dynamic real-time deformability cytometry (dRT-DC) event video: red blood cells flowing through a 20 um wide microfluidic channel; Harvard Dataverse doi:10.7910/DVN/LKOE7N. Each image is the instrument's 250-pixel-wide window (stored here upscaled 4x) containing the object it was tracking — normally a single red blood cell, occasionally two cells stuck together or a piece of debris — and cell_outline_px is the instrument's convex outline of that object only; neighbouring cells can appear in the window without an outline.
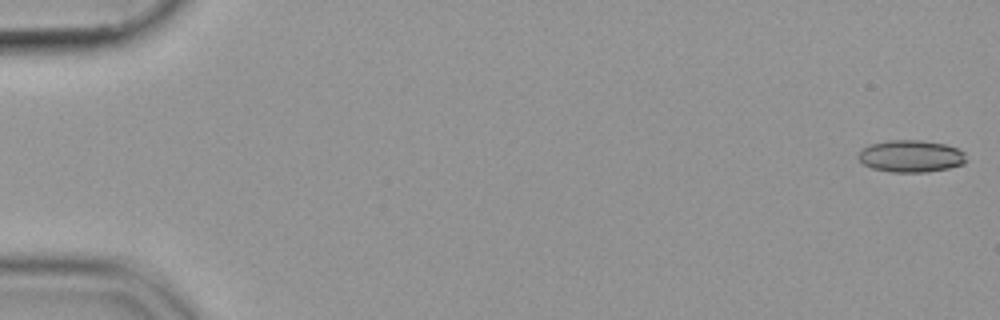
{"species": "common noctule bat (a hibernating species)", "species_latin": "Nyctalus noctula", "temperature_condition": "cold", "stored_images_in_passage": 54, "camera_frame_rate_fps": 3000, "um_per_image_px": 0.085, "animal": {"sex": "female", "body_mass_g": 19.9}, "frame": {"image": 1, "passage_image": 1, "time_ms": 0.0, "image_size_px": [1000, 320], "cell_outline_px": [[964, 164], [948, 168], [928, 172], [888, 172], [872, 168], [864, 164], [856, 156], [860, 148], [868, 144], [888, 140], [920, 140], [944, 144], [956, 148], [964, 152]], "centroid_in_image_um": [77.35, 13.27], "position_along_channel_um": 7.6, "area_um2": 20.29}}
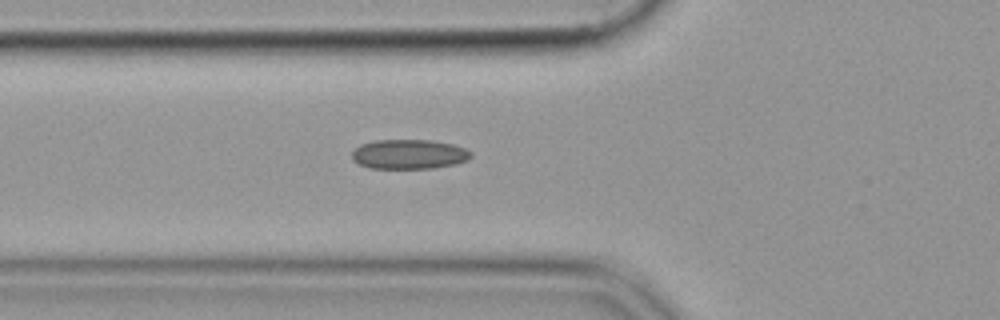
{"frame": {"image": 2, "passage_image": 20, "time_ms": 6.333, "image_size_px": [1000, 320], "cell_outline_px": [[472, 156], [468, 160], [456, 164], [432, 168], [372, 168], [360, 164], [352, 160], [352, 152], [360, 144], [372, 140], [432, 140], [452, 144], [464, 148], [472, 152]], "centroid_in_image_um": [34.77, 13.1], "position_along_channel_um": 91.0, "area_um2": 20.58}}
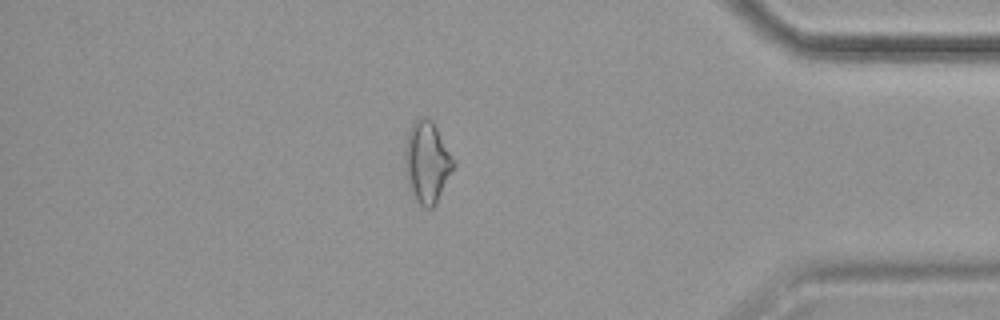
{"frame": {"image": 3, "passage_image": 47, "time_ms": 15.333, "image_size_px": [1000, 320], "cell_outline_px": [[456, 164], [432, 208], [424, 208], [416, 200], [412, 192], [404, 168], [404, 152], [408, 132], [412, 124], [420, 116], [428, 116], [432, 120]], "centroid_in_image_um": [36.27, 13.74], "position_along_channel_um": 398.9, "area_um2": 22.66}}